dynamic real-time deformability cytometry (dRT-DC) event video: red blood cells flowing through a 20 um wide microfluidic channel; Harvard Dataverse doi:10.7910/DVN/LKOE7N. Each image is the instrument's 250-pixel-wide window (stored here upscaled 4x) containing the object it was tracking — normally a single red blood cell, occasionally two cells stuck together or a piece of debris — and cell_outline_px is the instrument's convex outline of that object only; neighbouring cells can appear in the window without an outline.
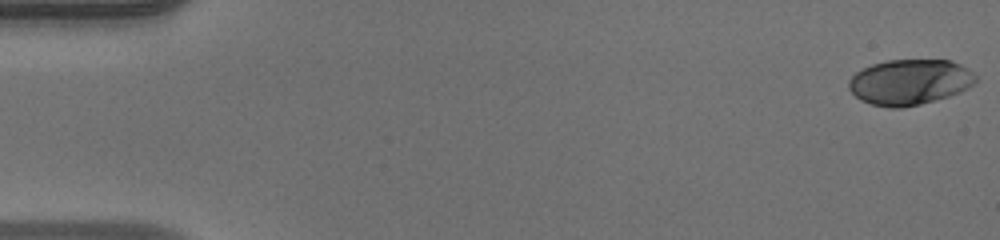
{"species": "human", "species_latin": "Homo sapiens", "temperature_condition": "warm", "stored_images_in_passage": 13, "camera_frame_rate_fps": 3000, "um_per_image_px": 0.085, "donor": {"sex": "male"}, "frame": {"image": 1, "passage_image": 1, "time_ms": 0.0, "image_size_px": [1000, 240], "cell_outline_px": [[976, 80], [968, 88], [960, 92], [948, 96], [920, 104], [900, 108], [892, 108], [872, 104], [860, 100], [848, 88], [848, 80], [856, 72], [872, 64], [888, 60], [952, 60], [968, 68], [976, 76]], "centroid_in_image_um": [77.32, 6.97], "position_along_channel_um": 7.7, "area_um2": 33.58}}